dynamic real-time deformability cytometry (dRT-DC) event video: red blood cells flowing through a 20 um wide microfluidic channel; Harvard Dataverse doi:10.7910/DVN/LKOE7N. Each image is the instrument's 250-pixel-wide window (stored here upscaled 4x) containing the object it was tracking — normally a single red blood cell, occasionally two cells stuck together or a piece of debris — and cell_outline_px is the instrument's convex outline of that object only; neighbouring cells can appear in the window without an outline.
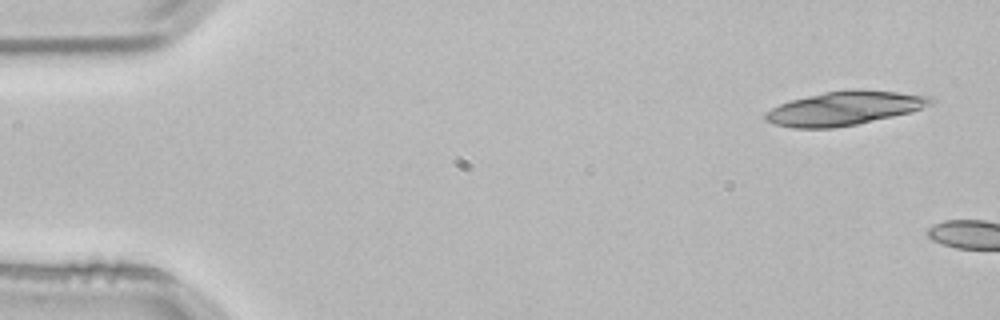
{"species": "common noctule bat (a hibernating species)", "species_latin": "Nyctalus noctula", "temperature_condition": "room temperature", "stored_images_in_passage": 2, "camera_frame_rate_fps": 3000, "um_per_image_px": 0.085, "animal": {"sex": "male", "body_mass_g": 21.5, "forearm_length_mm": 52.0}, "frame": {"image": 1, "passage_image": 1, "time_ms": 0.0, "image_size_px": [1000, 320], "cell_outline_px": [[936, 100], [932, 104], [908, 112], [892, 116], [856, 124], [832, 128], [792, 128], [776, 124], [764, 120], [764, 112], [780, 104], [792, 100], [824, 92], [852, 88], [860, 88], [932, 96]], "centroid_in_image_um": [71.77, 9.19], "position_along_channel_um": 13.2, "area_um2": 32.54}}